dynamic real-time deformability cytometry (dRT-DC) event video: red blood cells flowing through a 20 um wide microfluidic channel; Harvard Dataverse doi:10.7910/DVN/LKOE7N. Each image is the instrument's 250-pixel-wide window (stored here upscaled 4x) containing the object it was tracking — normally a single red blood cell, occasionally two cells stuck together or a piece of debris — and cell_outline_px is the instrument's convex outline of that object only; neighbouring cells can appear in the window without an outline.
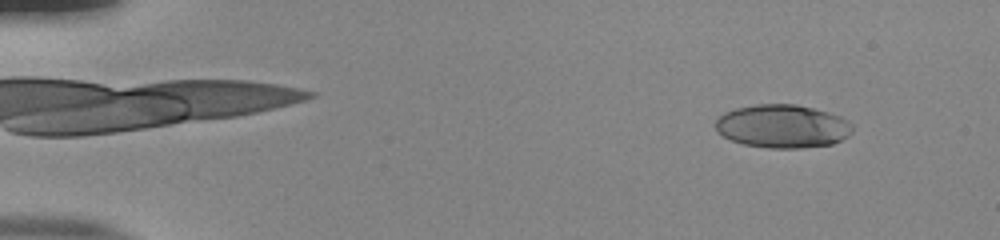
{"species": "human", "species_latin": "Homo sapiens", "temperature_condition": "room temperature", "stored_images_in_passage": 53, "camera_frame_rate_fps": 3000, "um_per_image_px": 0.085, "donor": {"sex": "male"}, "frame": {"image": 1, "passage_image": 5, "time_ms": 1.333, "image_size_px": [1000, 240], "cell_outline_px": [[852, 132], [848, 136], [832, 144], [800, 148], [768, 148], [744, 144], [732, 140], [716, 132], [716, 120], [724, 112], [736, 108], [756, 104], [796, 104], [828, 112], [840, 116], [848, 120], [852, 124]], "centroid_in_image_um": [66.52, 10.73], "position_along_channel_um": 18.5, "area_um2": 34.56}}
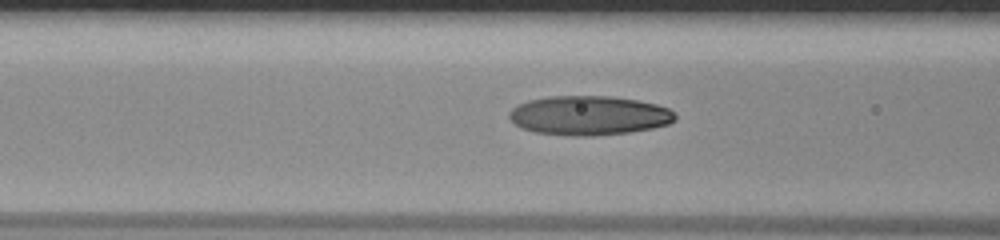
{"frame": {"image": 2, "passage_image": 22, "time_ms": 7.0, "image_size_px": [1000, 240], "cell_outline_px": [[676, 120], [668, 124], [652, 128], [628, 132], [596, 136], [568, 136], [536, 132], [520, 128], [508, 116], [508, 112], [512, 108], [528, 100], [548, 96], [608, 96], [636, 100], [656, 104], [668, 108], [676, 116]], "centroid_in_image_um": [50.04, 9.82], "position_along_channel_um": 116.6, "area_um2": 38.03}}
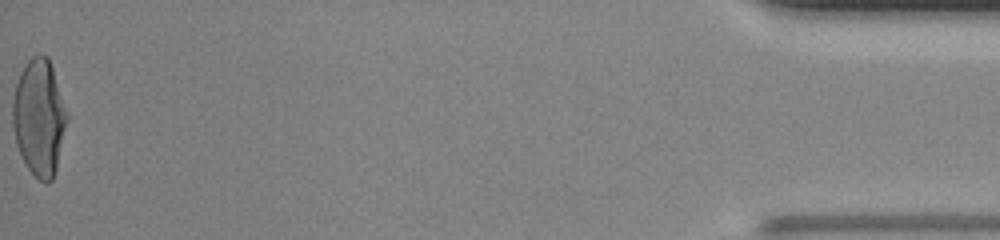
{"frame": {"image": 3, "passage_image": 53, "time_ms": 17.333, "image_size_px": [1000, 240], "cell_outline_px": [[68, 116], [56, 168], [52, 180], [48, 184], [40, 180], [28, 168], [16, 144], [12, 124], [12, 100], [16, 84], [20, 72], [24, 64], [32, 56], [48, 56], [68, 112]], "centroid_in_image_um": [3.32, 9.96], "position_along_channel_um": 431.9, "area_um2": 36.65}, "authors_computed_cell_mechanics": {"area_um2": 35.8938, "velocity_mm_per_s": 3.9137, "shape_relaxation_time_tau1_ms": 6.4192, "shape_relaxation_time_tau2_ms": 0.6688, "deformation_change_tau1": 0.2655, "deformation_change_tau2": 0.0607}}